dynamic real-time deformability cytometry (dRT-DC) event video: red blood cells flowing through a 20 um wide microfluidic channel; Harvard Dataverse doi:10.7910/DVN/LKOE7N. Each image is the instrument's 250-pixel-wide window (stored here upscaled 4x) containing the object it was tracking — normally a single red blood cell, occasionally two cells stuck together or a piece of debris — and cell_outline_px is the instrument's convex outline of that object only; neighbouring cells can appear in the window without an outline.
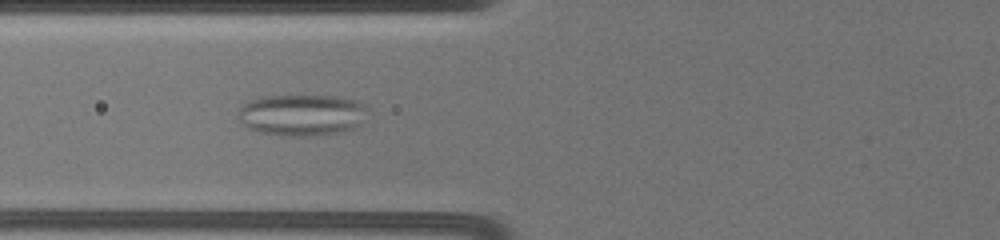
{"species": "common noctule bat (a hibernating species)", "species_latin": "Nyctalus noctula", "temperature_condition": "warm", "stored_images_in_passage": 25, "camera_frame_rate_fps": 3000, "um_per_image_px": 0.085, "animal": {"sex": "female", "body_mass_g": 19.5, "forearm_length_mm": 54.1}, "frame": {"image": 1, "passage_image": 9, "time_ms": 5.667, "image_size_px": [1000, 240], "cell_outline_px": [[372, 112], [360, 124], [352, 128], [336, 132], [308, 136], [292, 136], [260, 132], [248, 128], [240, 124], [236, 116], [236, 112], [244, 104], [252, 100], [264, 96], [336, 96], [356, 100], [364, 104]], "centroid_in_image_um": [25.67, 9.76], "position_along_channel_um": 100.1, "area_um2": 31.5}}
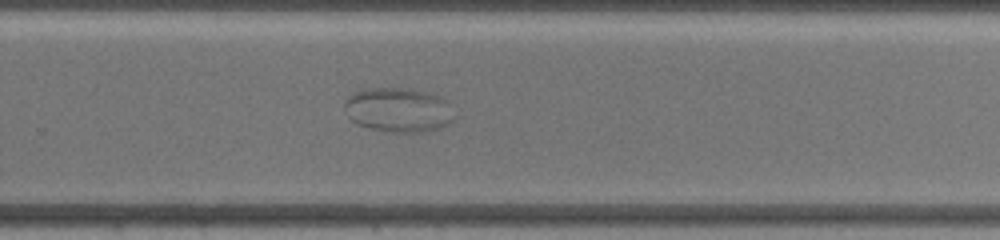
{"frame": {"image": 2, "passage_image": 16, "time_ms": 11.333, "image_size_px": [1000, 240], "cell_outline_px": [[456, 116], [448, 124], [440, 128], [428, 132], [388, 132], [368, 128], [356, 124], [348, 116], [344, 108], [344, 100], [352, 92], [360, 88], [408, 88], [424, 92], [448, 100]], "centroid_in_image_um": [33.84, 9.35], "position_along_channel_um": 296.0, "area_um2": 28.96}}
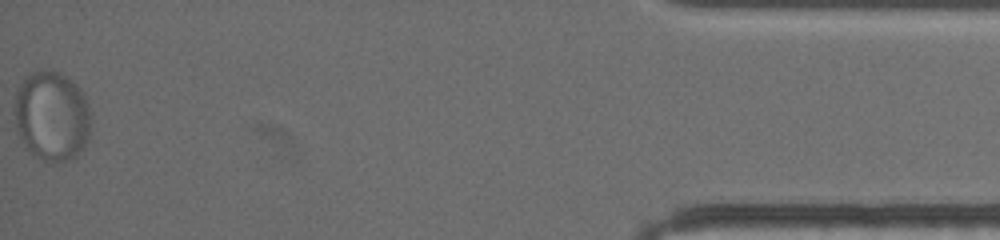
{"frame": {"image": 3, "passage_image": 25, "time_ms": 17.333, "image_size_px": [1000, 240], "cell_outline_px": [[92, 112], [88, 140], [76, 156], [68, 160], [56, 164], [52, 164], [32, 156], [24, 148], [16, 132], [16, 88], [24, 76], [28, 72], [36, 68], [44, 68], [60, 72], [68, 76], [84, 92]], "centroid_in_image_um": [4.4, 9.84], "position_along_channel_um": 430.8, "area_um2": 41.56}}